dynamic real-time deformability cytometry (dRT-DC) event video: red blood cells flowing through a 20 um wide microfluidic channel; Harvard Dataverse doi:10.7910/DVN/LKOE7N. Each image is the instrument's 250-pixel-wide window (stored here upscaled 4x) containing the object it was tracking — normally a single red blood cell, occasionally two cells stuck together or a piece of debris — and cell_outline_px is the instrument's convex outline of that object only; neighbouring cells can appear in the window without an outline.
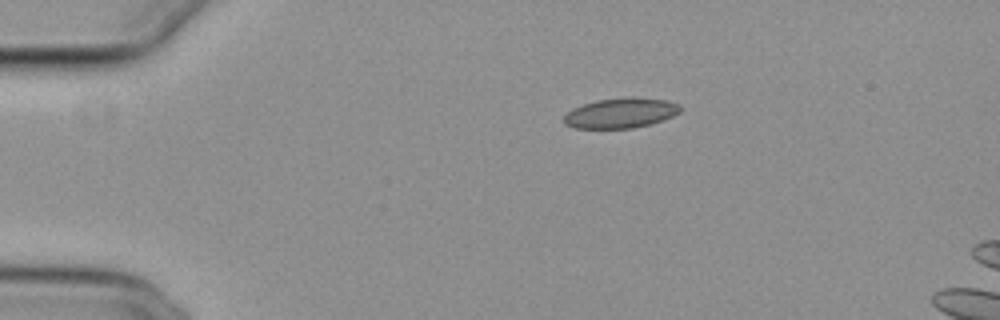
{"species": "common noctule bat (a hibernating species)", "species_latin": "Nyctalus noctula", "temperature_condition": "cold", "stored_images_in_passage": 6, "camera_frame_rate_fps": 3000, "um_per_image_px": 0.085, "animal": {"sex": "female", "body_mass_g": 29.2, "forearm_length_mm": 56.3}, "frame": {"image": 1, "passage_image": 1, "time_ms": 0.0, "image_size_px": [1000, 320], "cell_outline_px": [[680, 112], [664, 120], [632, 128], [576, 128], [564, 124], [564, 116], [572, 108], [596, 100], [624, 96], [632, 96], [668, 100], [680, 104]], "centroid_in_image_um": [52.78, 9.58], "position_along_channel_um": 32.2, "area_um2": 20.58}}